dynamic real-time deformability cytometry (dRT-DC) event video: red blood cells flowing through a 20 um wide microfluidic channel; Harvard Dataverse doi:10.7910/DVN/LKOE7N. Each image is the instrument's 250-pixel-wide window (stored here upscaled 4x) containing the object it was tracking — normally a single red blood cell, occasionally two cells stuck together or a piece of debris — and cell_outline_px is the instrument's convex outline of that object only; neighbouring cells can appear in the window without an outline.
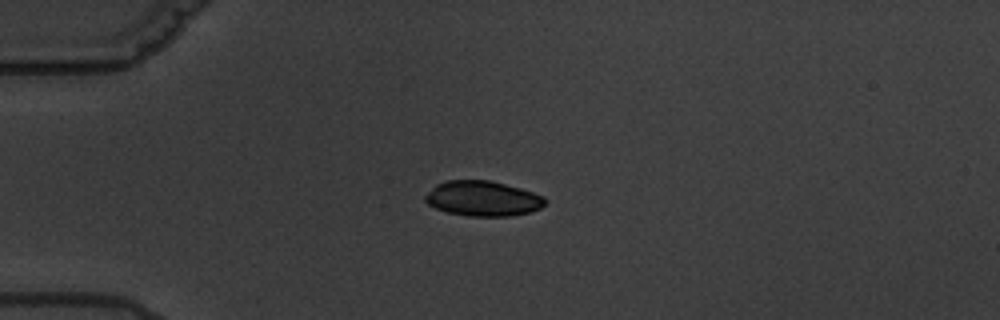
{"species": "common noctule bat (a hibernating species)", "species_latin": "Nyctalus noctula", "temperature_condition": "warm", "stored_images_in_passage": 3, "camera_frame_rate_fps": 3000, "um_per_image_px": 0.085, "animal": {"sex": "male", "body_mass_g": 19.5, "forearm_length_mm": 54.6}, "frame": {"image": 1, "passage_image": 3, "time_ms": 2.333, "image_size_px": [1000, 320], "cell_outline_px": [[548, 200], [540, 208], [532, 212], [508, 216], [468, 216], [448, 212], [436, 208], [428, 204], [424, 200], [424, 196], [436, 184], [444, 180], [488, 180], [520, 188], [544, 196]], "centroid_in_image_um": [41.03, 16.87], "position_along_channel_um": 44.0, "area_um2": 24.57}}